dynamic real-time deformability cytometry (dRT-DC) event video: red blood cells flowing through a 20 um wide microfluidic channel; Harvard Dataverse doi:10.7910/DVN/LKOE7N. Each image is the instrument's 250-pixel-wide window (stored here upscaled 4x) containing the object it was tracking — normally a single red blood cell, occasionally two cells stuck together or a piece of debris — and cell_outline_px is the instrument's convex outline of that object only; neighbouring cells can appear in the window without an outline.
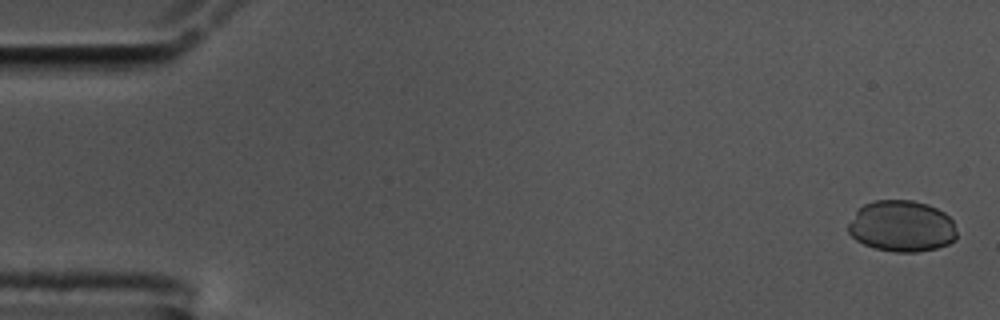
{"species": "common noctule bat (a hibernating species)", "species_latin": "Nyctalus noctula", "temperature_condition": "cold", "stored_images_in_passage": 57, "camera_frame_rate_fps": 3000, "um_per_image_px": 0.085, "animal": {"sex": "male", "body_mass_g": 17.5, "forearm_length_mm": 52.3}, "frame": {"image": 1, "passage_image": 2, "time_ms": 0.333, "image_size_px": [1000, 320], "cell_outline_px": [[956, 240], [948, 244], [936, 248], [916, 252], [896, 252], [876, 248], [864, 244], [856, 240], [848, 232], [848, 224], [856, 212], [864, 204], [876, 200], [912, 200], [928, 204], [944, 212], [952, 220], [956, 232]], "centroid_in_image_um": [76.65, 19.22], "position_along_channel_um": 8.3, "area_um2": 32.37}}
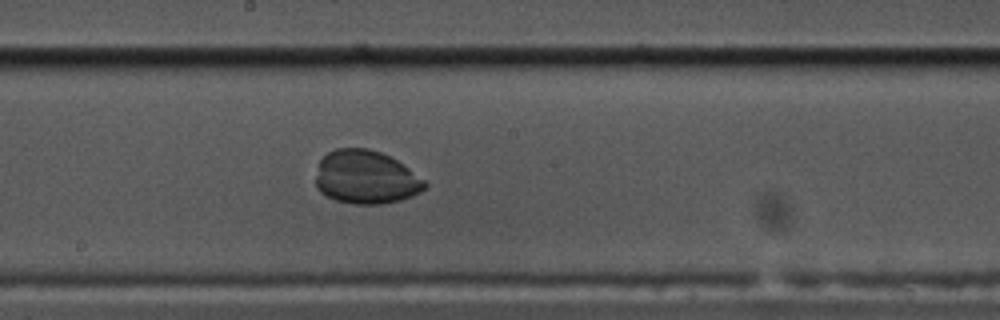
{"frame": {"image": 2, "passage_image": 31, "time_ms": 10.0, "image_size_px": [1000, 320], "cell_outline_px": [[428, 188], [412, 196], [400, 200], [380, 204], [352, 204], [336, 200], [320, 192], [316, 188], [316, 176], [320, 160], [328, 152], [336, 148], [368, 148], [380, 152], [396, 160], [408, 168], [424, 180], [428, 184]], "centroid_in_image_um": [31.1, 15.08], "position_along_channel_um": 217.1, "area_um2": 33.93}}
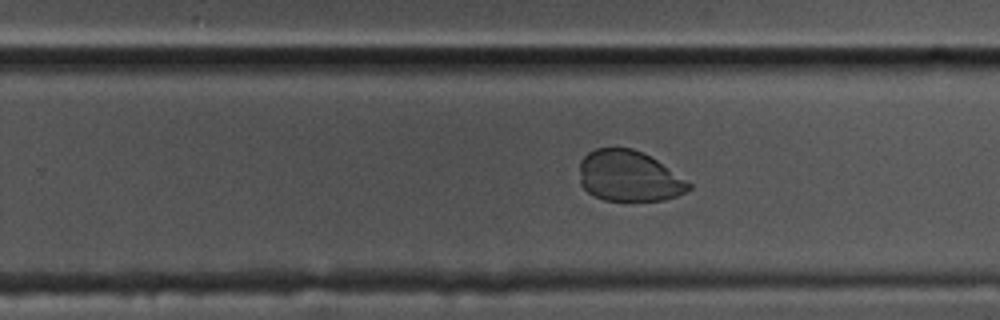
{"frame": {"image": 3, "passage_image": 36, "time_ms": 11.667, "image_size_px": [1000, 320], "cell_outline_px": [[692, 188], [676, 196], [664, 200], [604, 200], [588, 192], [580, 184], [580, 160], [588, 152], [596, 148], [632, 148], [656, 160], [692, 184]], "centroid_in_image_um": [53.44, 14.97], "position_along_channel_um": 276.4, "area_um2": 31.96}}